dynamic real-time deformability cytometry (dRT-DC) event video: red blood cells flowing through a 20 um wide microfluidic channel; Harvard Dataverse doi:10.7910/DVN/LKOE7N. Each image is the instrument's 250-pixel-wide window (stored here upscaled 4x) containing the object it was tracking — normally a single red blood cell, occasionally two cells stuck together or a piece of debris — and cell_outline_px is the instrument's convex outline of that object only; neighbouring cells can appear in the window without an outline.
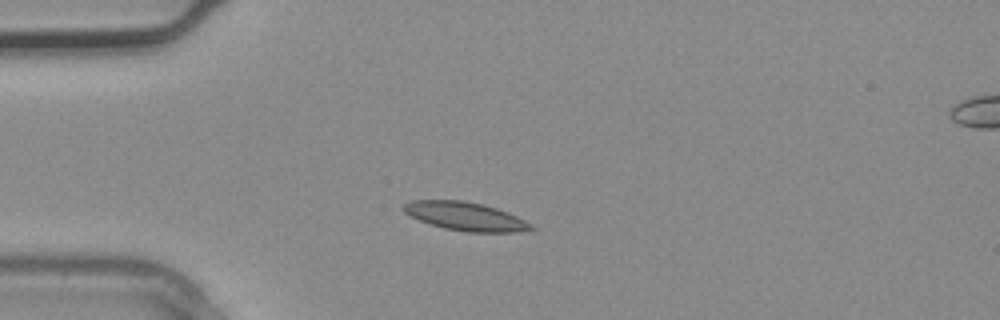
{"species": "common noctule bat (a hibernating species)", "species_latin": "Nyctalus noctula", "temperature_condition": "warm", "stored_images_in_passage": 2, "segment_of_instrument_passage": [1, 2], "camera_frame_rate_fps": 3000, "um_per_image_px": 0.085, "animal": {"sex": "male", "body_mass_g": 20.4}, "frame": {"image": 1, "passage_image": 1, "time_ms": 0.0, "image_size_px": [1000, 320], "cell_outline_px": [[536, 228], [516, 232], [468, 232], [444, 228], [420, 220], [404, 212], [400, 208], [404, 204], [412, 200], [460, 200], [480, 204], [496, 208], [508, 212], [532, 224]], "centroid_in_image_um": [39.55, 18.39], "position_along_channel_um": 45.4, "area_um2": 20.92}}